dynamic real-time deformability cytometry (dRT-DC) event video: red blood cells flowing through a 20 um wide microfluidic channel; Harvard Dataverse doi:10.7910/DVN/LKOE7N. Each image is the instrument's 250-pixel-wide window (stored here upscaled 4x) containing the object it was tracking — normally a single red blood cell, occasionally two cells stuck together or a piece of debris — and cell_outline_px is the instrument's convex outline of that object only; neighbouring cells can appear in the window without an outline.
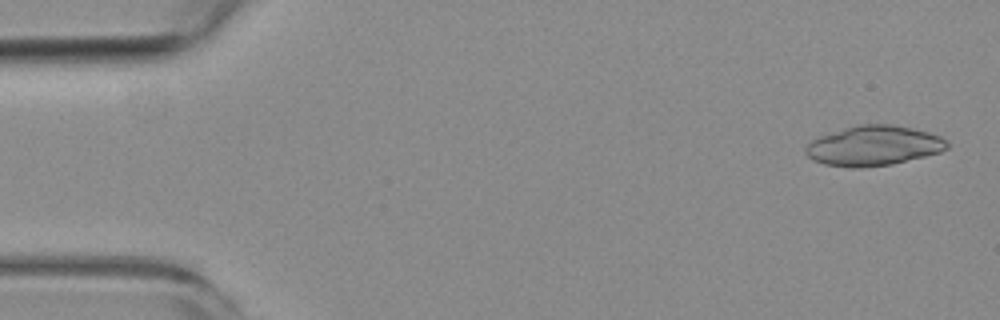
{"species": "common noctule bat (a hibernating species)", "species_latin": "Nyctalus noctula", "temperature_condition": "room temperature", "stored_images_in_passage": 4, "camera_frame_rate_fps": 3000, "um_per_image_px": 0.085, "animal": {"sex": "female", "body_mass_g": 19.3, "forearm_length_mm": 54.1}, "frame": {"image": 1, "passage_image": 1, "time_ms": 0.0, "image_size_px": [1000, 320], "cell_outline_px": [[948, 148], [940, 152], [892, 164], [860, 168], [848, 168], [824, 164], [812, 160], [804, 152], [804, 148], [812, 140], [820, 136], [844, 128], [860, 124], [892, 124], [912, 128], [928, 132], [940, 136], [948, 140]], "centroid_in_image_um": [74.25, 12.39], "position_along_channel_um": 10.8, "area_um2": 33.0}}